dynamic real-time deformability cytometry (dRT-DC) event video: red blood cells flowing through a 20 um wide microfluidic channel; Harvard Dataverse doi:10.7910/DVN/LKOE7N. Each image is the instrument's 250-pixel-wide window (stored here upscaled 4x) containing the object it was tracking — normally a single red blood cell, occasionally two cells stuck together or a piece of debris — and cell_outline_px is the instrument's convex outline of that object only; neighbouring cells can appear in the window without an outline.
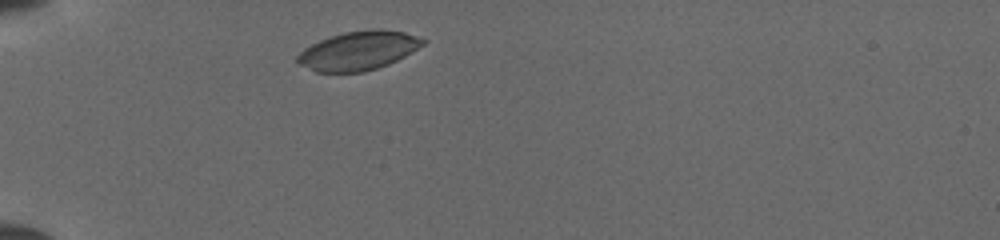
{"species": "common noctule bat (a hibernating species)", "species_latin": "Nyctalus noctula", "temperature_condition": "cold", "stored_images_in_passage": 32, "camera_frame_rate_fps": 3000, "um_per_image_px": 0.085, "animal": {"sex": "female", "body_mass_g": 19.5, "forearm_length_mm": 54.1}, "frame": {"image": 1, "passage_image": 3, "time_ms": 0.667, "image_size_px": [1000, 240], "cell_outline_px": [[428, 40], [424, 44], [412, 52], [388, 64], [364, 72], [316, 72], [300, 64], [296, 60], [296, 56], [304, 48], [320, 40], [344, 32], [368, 28], [380, 28], [404, 32], [420, 36]], "centroid_in_image_um": [30.5, 4.29], "position_along_channel_um": 54.5, "area_um2": 28.55}}
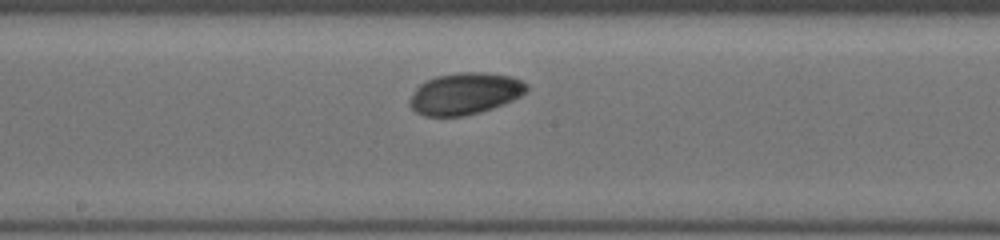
{"frame": {"image": 2, "passage_image": 16, "time_ms": 5.0, "image_size_px": [1000, 240], "cell_outline_px": [[528, 92], [504, 104], [480, 112], [464, 116], [424, 116], [416, 112], [408, 104], [408, 100], [416, 88], [424, 80], [436, 76], [456, 72], [484, 72], [512, 76], [528, 84]], "centroid_in_image_um": [39.51, 7.95], "position_along_channel_um": 208.7, "area_um2": 28.73}}
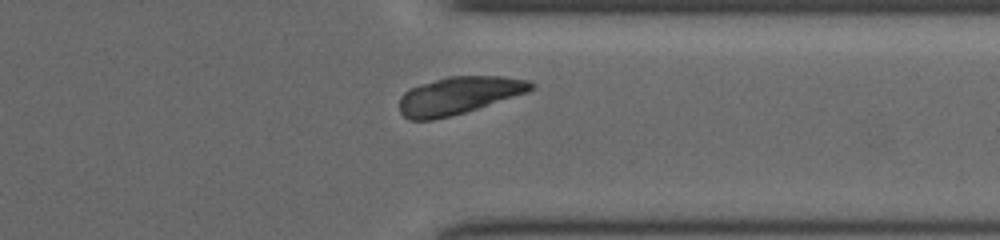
{"frame": {"image": 3, "passage_image": 28, "time_ms": 9.0, "image_size_px": [1000, 240], "cell_outline_px": [[536, 88], [528, 92], [464, 112], [432, 120], [408, 120], [400, 112], [400, 96], [408, 88], [420, 84], [448, 76], [504, 76], [532, 80], [536, 84]], "centroid_in_image_um": [39.01, 8.09], "position_along_channel_um": 372.4, "area_um2": 28.84}}